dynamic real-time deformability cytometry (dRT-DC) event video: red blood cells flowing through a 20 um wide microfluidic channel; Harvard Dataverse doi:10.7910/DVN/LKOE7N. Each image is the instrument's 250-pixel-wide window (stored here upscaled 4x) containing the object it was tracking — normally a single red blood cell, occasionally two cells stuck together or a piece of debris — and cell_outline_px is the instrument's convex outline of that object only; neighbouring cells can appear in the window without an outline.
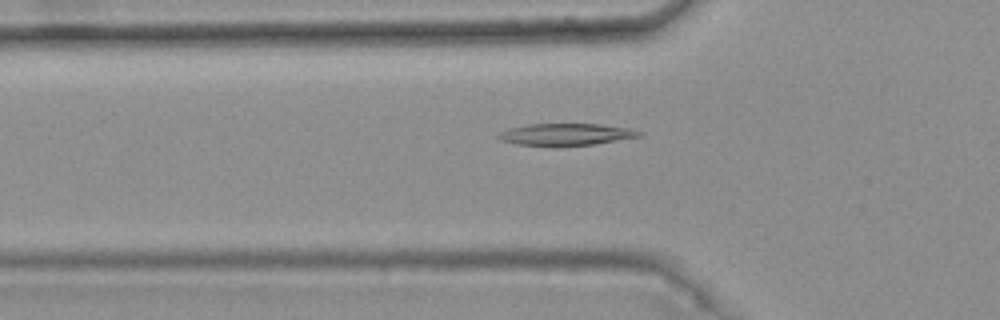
{"species": "common noctule bat (a hibernating species)", "species_latin": "Nyctalus noctula", "temperature_condition": "warm", "stored_images_in_passage": 6, "segment_of_instrument_passage": [2, 2], "camera_frame_rate_fps": 3000, "um_per_image_px": 0.085, "animal": {"sex": "female", "body_mass_g": 25.1}, "frame": {"image": 1, "passage_image": 6, "time_ms": 1.667, "image_size_px": [1000, 320], "cell_outline_px": [[644, 132], [640, 136], [592, 144], [516, 144], [500, 140], [496, 136], [500, 132], [508, 128], [528, 124], [600, 124], [632, 128]], "centroid_in_image_um": [48.12, 11.39], "position_along_channel_um": 77.7, "area_um2": 17.4}}